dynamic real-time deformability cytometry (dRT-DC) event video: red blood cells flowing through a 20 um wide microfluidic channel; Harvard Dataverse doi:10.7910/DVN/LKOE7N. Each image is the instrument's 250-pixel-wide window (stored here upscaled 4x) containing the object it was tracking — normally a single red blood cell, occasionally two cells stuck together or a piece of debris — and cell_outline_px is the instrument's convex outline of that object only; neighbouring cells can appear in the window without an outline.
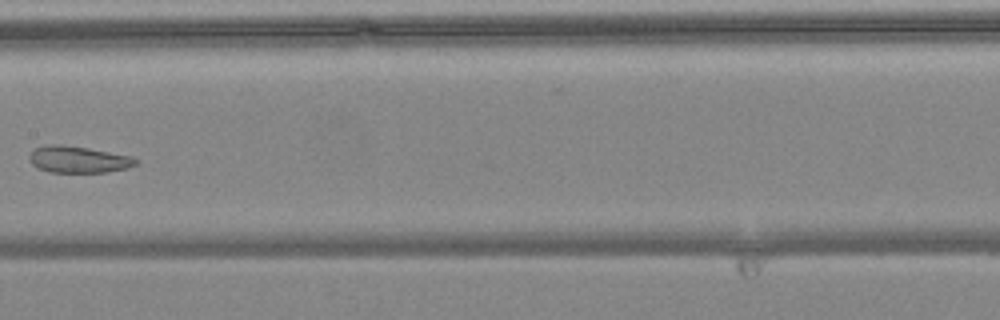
{"species": "common noctule bat (a hibernating species)", "species_latin": "Nyctalus noctula", "temperature_condition": "warm", "stored_images_in_passage": 8, "camera_frame_rate_fps": 3000, "um_per_image_px": 0.085, "animal": {"sex": "female", "body_mass_g": 24.6, "forearm_length_mm": 56.2}, "frame": {"image": 1, "passage_image": 8, "time_ms": 2.333, "image_size_px": [1000, 320], "cell_outline_px": [[136, 164], [128, 168], [104, 172], [48, 172], [36, 168], [28, 160], [28, 156], [36, 148], [44, 144], [60, 144], [88, 148], [132, 156], [136, 160]], "centroid_in_image_um": [6.6, 13.55], "position_along_channel_um": 200.8, "area_um2": 16.59}}